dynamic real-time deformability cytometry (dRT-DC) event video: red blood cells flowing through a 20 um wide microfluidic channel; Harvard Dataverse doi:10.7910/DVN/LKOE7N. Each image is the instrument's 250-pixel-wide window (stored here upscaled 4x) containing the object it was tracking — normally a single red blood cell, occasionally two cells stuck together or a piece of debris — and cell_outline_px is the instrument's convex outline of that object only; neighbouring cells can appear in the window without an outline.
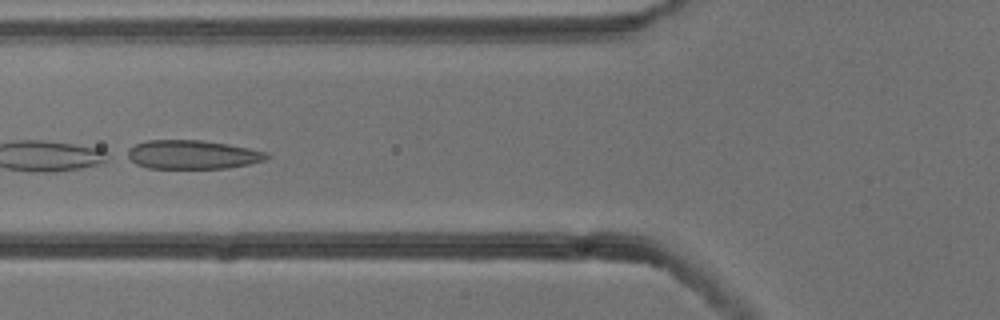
{"species": "common noctule bat (a hibernating species)", "species_latin": "Nyctalus noctula", "temperature_condition": "cold", "stored_images_in_passage": 5, "camera_frame_rate_fps": 3000, "um_per_image_px": 0.085, "animal": {"sex": "male", "body_mass_g": 13.3}, "frame": {"image": 1, "passage_image": 5, "time_ms": 1.333, "image_size_px": [1000, 320], "cell_outline_px": [[272, 156], [264, 160], [248, 164], [228, 168], [148, 168], [136, 164], [124, 156], [128, 148], [136, 144], [148, 140], [200, 140], [228, 144], [268, 152]], "centroid_in_image_um": [16.33, 13.14], "position_along_channel_um": 109.5, "area_um2": 23.52}}